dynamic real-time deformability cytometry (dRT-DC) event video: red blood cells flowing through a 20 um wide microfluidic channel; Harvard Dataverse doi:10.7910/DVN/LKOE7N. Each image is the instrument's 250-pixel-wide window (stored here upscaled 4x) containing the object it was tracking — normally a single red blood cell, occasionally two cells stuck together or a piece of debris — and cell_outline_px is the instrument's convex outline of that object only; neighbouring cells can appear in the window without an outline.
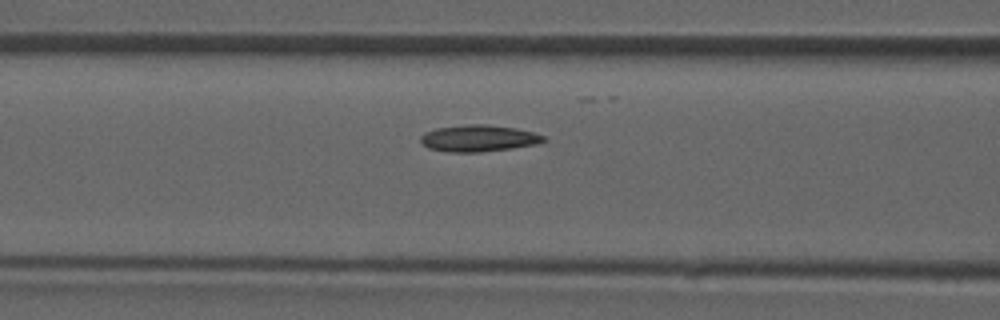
{"species": "common noctule bat (a hibernating species)", "species_latin": "Nyctalus noctula", "temperature_condition": "room temperature", "stored_images_in_passage": 33, "camera_frame_rate_fps": 3000, "um_per_image_px": 0.085, "animal": {"sex": "male", "forearm_length_mm": 52.5}, "frame": {"image": 1, "passage_image": 14, "time_ms": 4.333, "image_size_px": [1000, 320], "cell_outline_px": [[548, 140], [536, 144], [512, 148], [480, 152], [448, 152], [428, 148], [420, 140], [420, 136], [424, 132], [436, 128], [468, 124], [484, 124], [516, 128], [532, 132], [544, 136]], "centroid_in_image_um": [40.67, 11.75], "position_along_channel_um": 125.9, "area_um2": 19.07}}